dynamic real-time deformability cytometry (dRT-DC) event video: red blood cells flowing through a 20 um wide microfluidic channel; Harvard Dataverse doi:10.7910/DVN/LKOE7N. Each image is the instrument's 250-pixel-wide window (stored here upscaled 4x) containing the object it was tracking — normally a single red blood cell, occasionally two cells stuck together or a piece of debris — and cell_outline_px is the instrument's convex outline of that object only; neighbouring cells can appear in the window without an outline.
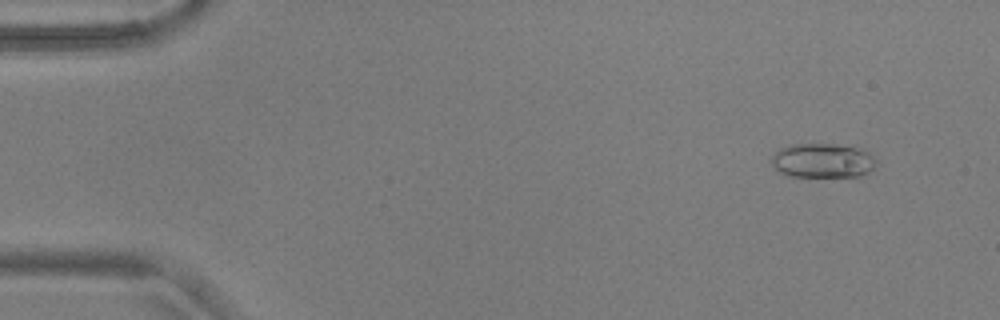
{"species": "common noctule bat (a hibernating species)", "species_latin": "Nyctalus noctula", "temperature_condition": "warm", "stored_images_in_passage": 55, "camera_frame_rate_fps": 3000, "um_per_image_px": 0.085, "animal": {"sex": "male", "body_mass_g": 17.9, "forearm_length_mm": 54.2}, "frame": {"image": 1, "passage_image": 5, "time_ms": 1.333, "image_size_px": [1000, 320], "cell_outline_px": [[876, 160], [872, 168], [868, 172], [860, 176], [788, 176], [780, 172], [772, 164], [772, 156], [780, 148], [788, 144], [836, 144], [860, 148], [868, 152]], "centroid_in_image_um": [69.91, 13.64], "position_along_channel_um": 15.1, "area_um2": 20.87}}
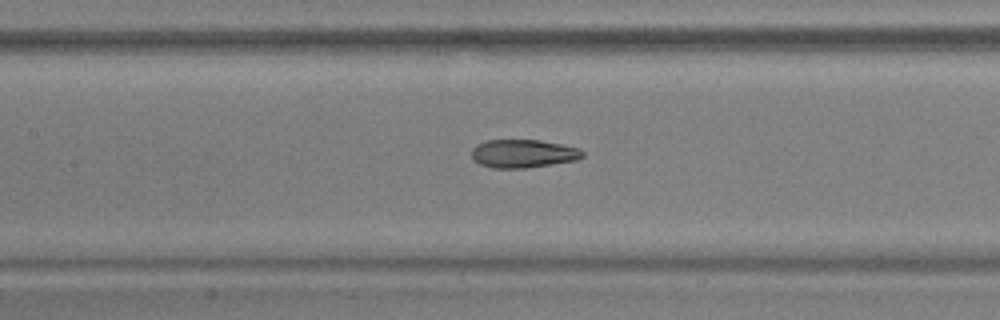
{"frame": {"image": 2, "passage_image": 26, "time_ms": 8.333, "image_size_px": [1000, 320], "cell_outline_px": [[584, 156], [576, 160], [524, 168], [492, 168], [480, 164], [472, 160], [472, 148], [476, 144], [484, 140], [540, 140], [580, 148], [584, 152]], "centroid_in_image_um": [44.44, 13.05], "position_along_channel_um": 163.0, "area_um2": 18.32}}
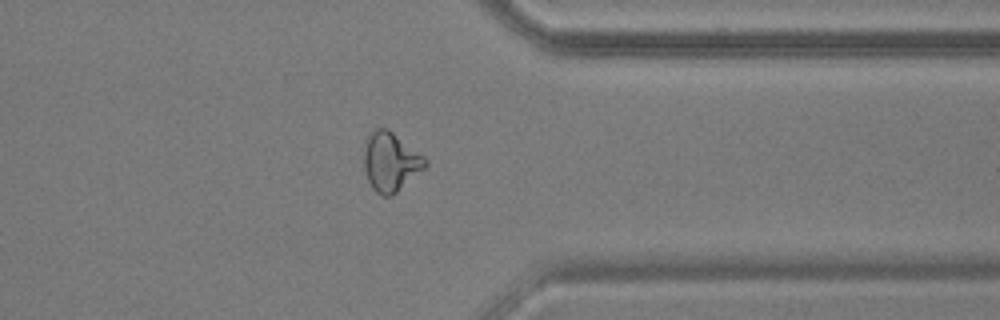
{"frame": {"image": 3, "passage_image": 44, "time_ms": 14.333, "image_size_px": [1000, 320], "cell_outline_px": [[428, 164], [424, 168], [392, 196], [384, 196], [376, 192], [372, 188], [368, 180], [364, 168], [364, 144], [368, 136], [376, 128], [388, 128], [424, 156], [428, 160]], "centroid_in_image_um": [33.19, 13.74], "position_along_channel_um": 378.2, "area_um2": 20.98}, "authors_computed_cell_mechanics": {"area_um2": 19.4786, "velocity_mm_per_s": 3.6791, "shape_relaxation_time_tau1_ms": 7.115, "shape_relaxation_time_tau2_ms": 1.6803, "deformation_change_tau1": 0.232, "deformation_change_tau2": 0.0935}}